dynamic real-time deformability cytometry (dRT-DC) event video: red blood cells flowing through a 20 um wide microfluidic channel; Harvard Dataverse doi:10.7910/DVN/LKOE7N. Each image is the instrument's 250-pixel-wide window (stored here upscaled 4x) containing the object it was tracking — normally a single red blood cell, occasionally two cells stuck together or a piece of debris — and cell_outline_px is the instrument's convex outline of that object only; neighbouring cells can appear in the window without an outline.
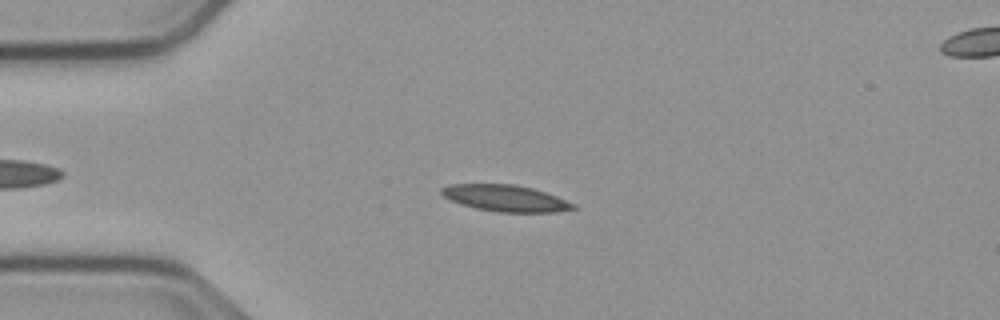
{"species": "common noctule bat (a hibernating species)", "species_latin": "Nyctalus noctula", "temperature_condition": "cold", "stored_images_in_passage": 44, "camera_frame_rate_fps": 3000, "um_per_image_px": 0.085, "animal": {"sex": "male", "body_mass_g": 23.1, "forearm_length_mm": 52.7}, "frame": {"image": 1, "passage_image": 13, "time_ms": 4.0, "image_size_px": [1000, 320], "cell_outline_px": [[580, 208], [556, 212], [496, 212], [476, 208], [460, 204], [444, 196], [440, 192], [440, 188], [452, 184], [516, 184], [532, 188], [556, 196], [576, 204]], "centroid_in_image_um": [43.0, 16.85], "position_along_channel_um": 42.0, "area_um2": 20.35}}
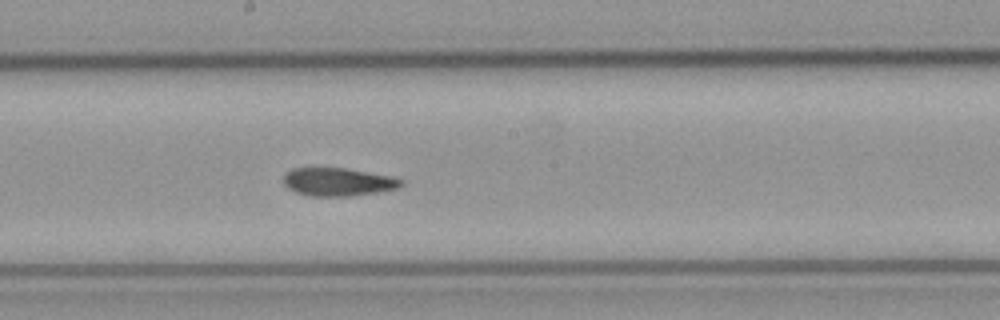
{"frame": {"image": 2, "passage_image": 29, "time_ms": 9.333, "image_size_px": [1000, 320], "cell_outline_px": [[404, 184], [400, 188], [376, 192], [348, 196], [308, 196], [296, 192], [288, 188], [284, 184], [284, 176], [292, 168], [344, 168], [392, 176], [404, 180]], "centroid_in_image_um": [28.76, 15.46], "position_along_channel_um": 219.4, "area_um2": 19.25}}
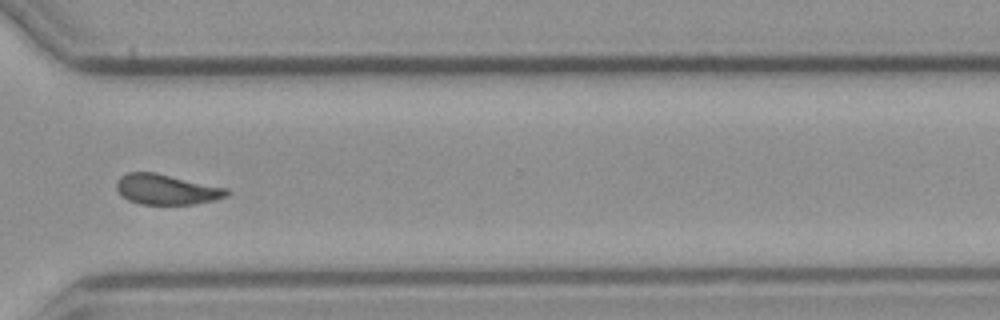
{"frame": {"image": 3, "passage_image": 40, "time_ms": 13.0, "image_size_px": [1000, 320], "cell_outline_px": [[228, 196], [216, 200], [192, 204], [140, 204], [128, 200], [116, 188], [116, 180], [120, 176], [128, 172], [156, 172], [228, 188]], "centroid_in_image_um": [14.16, 16.09], "position_along_channel_um": 356.4, "area_um2": 19.54}, "authors_computed_cell_mechanics": {"area_um2": 19.8543, "velocity_mm_per_s": 3.7485, "shape_relaxation_time_tau1_ms": null, "shape_relaxation_time_tau2_ms": 3.108, "deformation_change_tau1": null, "deformation_change_tau2": 0.0817}}